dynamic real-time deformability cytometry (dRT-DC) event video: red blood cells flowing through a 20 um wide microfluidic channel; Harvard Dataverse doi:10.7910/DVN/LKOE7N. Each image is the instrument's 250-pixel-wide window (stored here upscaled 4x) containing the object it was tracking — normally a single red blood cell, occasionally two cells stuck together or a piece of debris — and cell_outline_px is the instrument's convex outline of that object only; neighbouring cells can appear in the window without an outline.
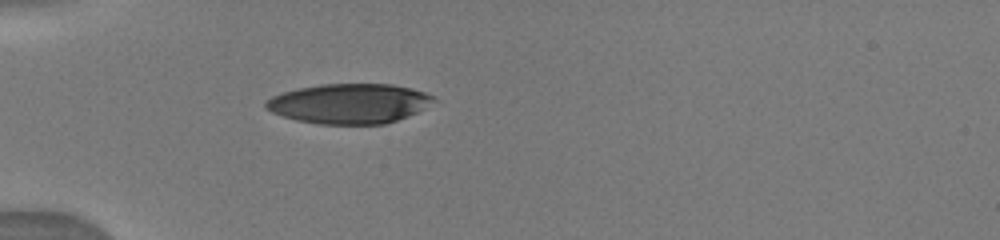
{"species": "human", "species_latin": "Homo sapiens", "temperature_condition": "warm", "stored_images_in_passage": 7, "camera_frame_rate_fps": 3000, "um_per_image_px": 0.085, "donor": {"sex": "male"}, "frame": {"image": 1, "passage_image": 1, "time_ms": 0.0, "image_size_px": [1000, 240], "cell_outline_px": [[436, 100], [424, 108], [408, 116], [384, 124], [320, 124], [296, 120], [272, 112], [264, 108], [264, 104], [272, 96], [284, 92], [300, 88], [320, 84], [392, 84], [412, 88], [436, 96]], "centroid_in_image_um": [29.71, 8.8], "position_along_channel_um": 55.3, "area_um2": 38.9}}